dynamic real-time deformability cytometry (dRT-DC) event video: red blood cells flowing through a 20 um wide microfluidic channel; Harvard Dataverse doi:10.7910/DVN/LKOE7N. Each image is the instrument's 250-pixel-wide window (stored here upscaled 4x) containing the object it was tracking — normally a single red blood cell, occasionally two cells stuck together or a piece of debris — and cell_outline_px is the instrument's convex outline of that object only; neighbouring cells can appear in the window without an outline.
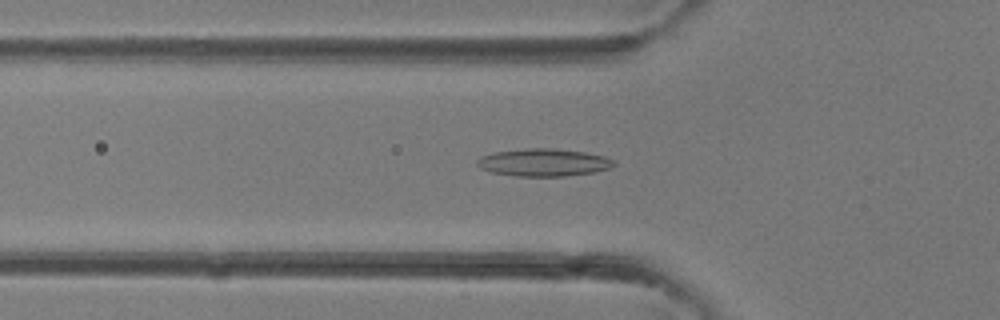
{"species": "common noctule bat (a hibernating species)", "species_latin": "Nyctalus noctula", "temperature_condition": "room temperature", "stored_images_in_passage": 39, "camera_frame_rate_fps": 3000, "um_per_image_px": 0.085, "animal": {"sex": "female"}, "frame": {"image": 1, "passage_image": 13, "time_ms": 4.0, "image_size_px": [1000, 320], "cell_outline_px": [[616, 164], [608, 168], [596, 172], [564, 176], [516, 176], [492, 172], [480, 168], [476, 164], [476, 160], [480, 156], [492, 152], [528, 148], [552, 148], [584, 152], [604, 156], [616, 160]], "centroid_in_image_um": [46.19, 13.8], "position_along_channel_um": 79.6, "area_um2": 22.08}}
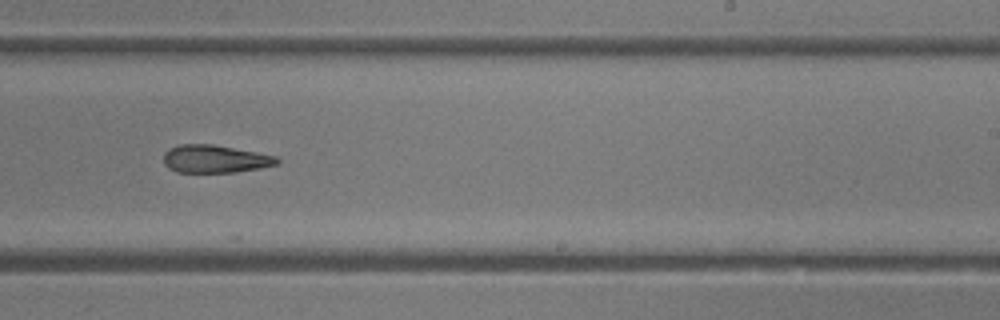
{"frame": {"image": 2, "passage_image": 24, "time_ms": 7.667, "image_size_px": [1000, 320], "cell_outline_px": [[280, 160], [276, 164], [260, 168], [236, 172], [176, 172], [168, 168], [164, 164], [164, 152], [168, 148], [180, 144], [212, 144], [256, 152], [276, 156]], "centroid_in_image_um": [18.24, 13.51], "position_along_channel_um": 270.8, "area_um2": 18.38}}
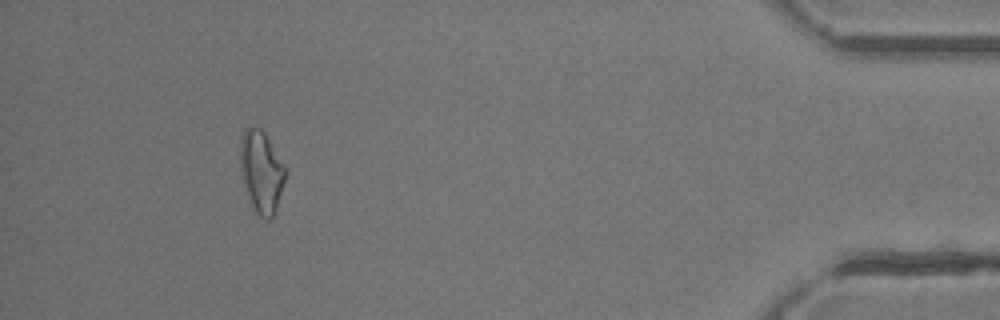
{"frame": {"image": 3, "passage_image": 36, "time_ms": 11.667, "image_size_px": [1000, 320], "cell_outline_px": [[288, 172], [276, 208], [272, 216], [268, 220], [264, 220], [252, 208], [244, 188], [240, 172], [240, 140], [244, 128], [248, 124], [252, 124], [260, 128], [264, 132]], "centroid_in_image_um": [22.19, 14.57], "position_along_channel_um": 413.0, "area_um2": 21.96}}